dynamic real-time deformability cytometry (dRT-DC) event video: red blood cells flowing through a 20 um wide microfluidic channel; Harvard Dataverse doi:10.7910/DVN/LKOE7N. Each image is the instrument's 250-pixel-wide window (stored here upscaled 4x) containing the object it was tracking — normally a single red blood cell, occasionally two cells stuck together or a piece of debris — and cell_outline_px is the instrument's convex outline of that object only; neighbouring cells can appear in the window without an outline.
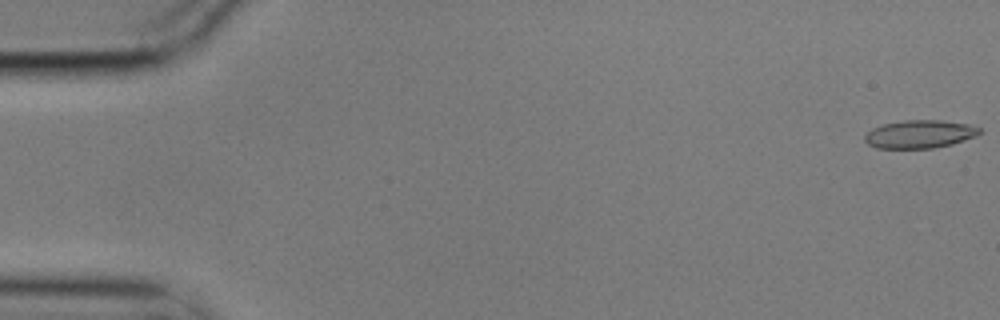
{"species": "common noctule bat (a hibernating species)", "species_latin": "Nyctalus noctula", "temperature_condition": "cold", "stored_images_in_passage": 57, "camera_frame_rate_fps": 3000, "um_per_image_px": 0.085, "animal": {"sex": "male", "body_mass_g": 17.9}, "frame": {"image": 1, "passage_image": 1, "time_ms": 0.0, "image_size_px": [1000, 320], "cell_outline_px": [[980, 132], [976, 136], [952, 144], [932, 148], [876, 148], [868, 144], [864, 140], [864, 136], [872, 128], [884, 124], [904, 120], [940, 120], [968, 124], [980, 128]], "centroid_in_image_um": [78.16, 11.4], "position_along_channel_um": 6.8, "area_um2": 18.67}}
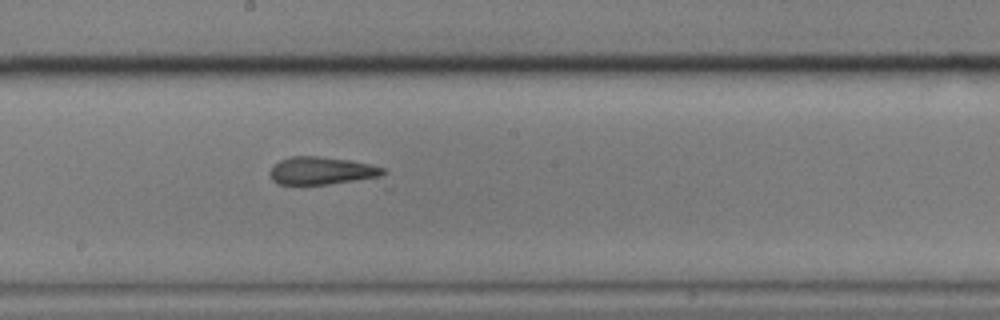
{"frame": {"image": 2, "passage_image": 31, "time_ms": 10.0, "image_size_px": [1000, 320], "cell_outline_px": [[388, 172], [384, 188], [276, 184], [272, 180], [268, 172], [280, 160], [292, 156], [316, 156], [348, 160], [372, 164], [384, 168]], "centroid_in_image_um": [27.84, 14.67], "position_along_channel_um": 220.4, "area_um2": 21.62}}
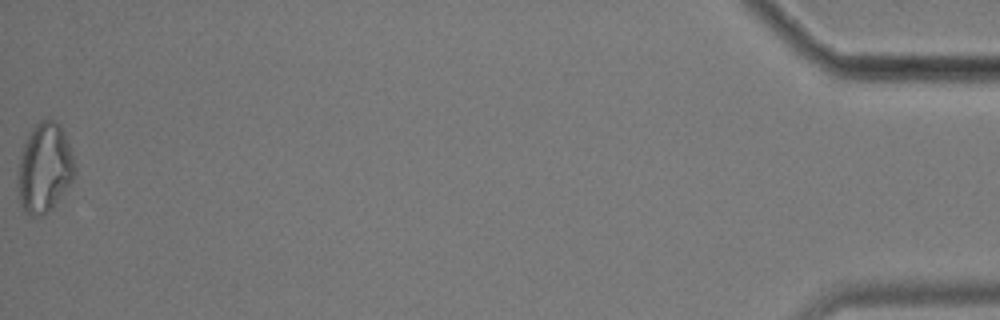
{"frame": {"image": 3, "passage_image": 57, "time_ms": 18.667, "image_size_px": [1000, 320], "cell_outline_px": [[76, 172], [72, 180], [52, 208], [48, 212], [40, 216], [32, 216], [24, 212], [20, 204], [16, 180], [20, 156], [24, 144], [32, 128], [40, 120], [48, 116], [64, 132], [76, 168]], "centroid_in_image_um": [3.75, 14.3], "position_along_channel_um": 431.5, "area_um2": 29.59}, "authors_computed_cell_mechanics": {"area_um2": 19.363, "velocity_mm_per_s": 3.5434, "shape_relaxation_time_tau1_ms": null, "shape_relaxation_time_tau2_ms": 4.481, "deformation_change_tau1": null, "deformation_change_tau2": 0.1362}}